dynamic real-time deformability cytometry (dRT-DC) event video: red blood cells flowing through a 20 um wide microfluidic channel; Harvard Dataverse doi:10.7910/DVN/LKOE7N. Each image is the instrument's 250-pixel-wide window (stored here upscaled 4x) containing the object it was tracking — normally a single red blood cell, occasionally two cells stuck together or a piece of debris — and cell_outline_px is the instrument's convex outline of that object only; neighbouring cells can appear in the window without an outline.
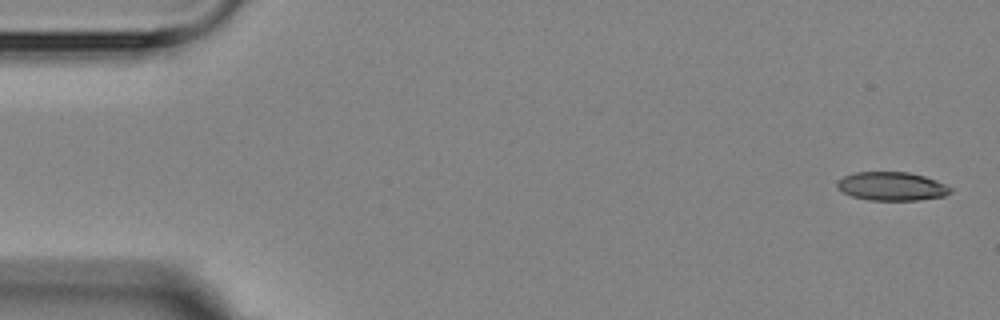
{"species": "Egyptian fruit bat (a non-hibernating species)", "species_latin": "Rousettus aegyptiacus", "temperature_condition": "room temperature", "stored_images_in_passage": 5, "camera_frame_rate_fps": 3000, "um_per_image_px": 0.085, "animal": {"sex": "female"}, "frame": {"image": 1, "passage_image": 1, "time_ms": 0.0, "image_size_px": [1000, 320], "cell_outline_px": [[952, 192], [944, 196], [920, 200], [868, 200], [852, 196], [836, 188], [836, 180], [844, 176], [856, 172], [908, 172], [924, 176], [936, 180], [952, 188]], "centroid_in_image_um": [75.78, 15.83], "position_along_channel_um": 9.2, "area_um2": 18.96}}
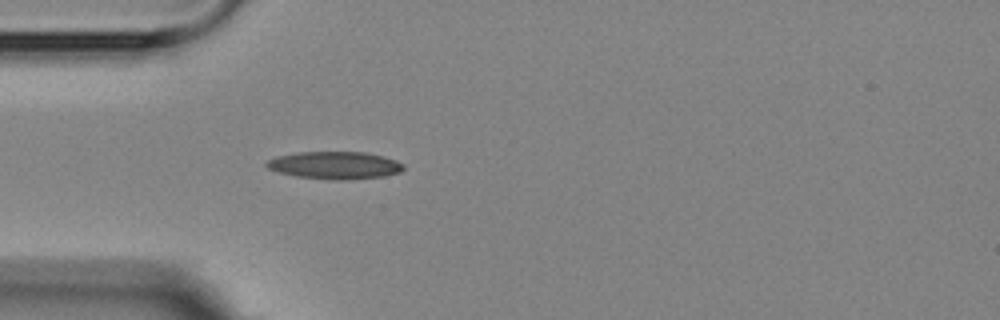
{"frame": {"image": 2, "passage_image": 5, "time_ms": 4.667, "image_size_px": [1000, 320], "cell_outline_px": [[404, 168], [400, 172], [384, 176], [344, 180], [336, 180], [296, 176], [280, 172], [268, 168], [264, 164], [268, 160], [276, 156], [296, 152], [364, 152], [384, 156], [396, 160], [404, 164]], "centroid_in_image_um": [28.47, 14.04], "position_along_channel_um": 56.5, "area_um2": 21.91}}